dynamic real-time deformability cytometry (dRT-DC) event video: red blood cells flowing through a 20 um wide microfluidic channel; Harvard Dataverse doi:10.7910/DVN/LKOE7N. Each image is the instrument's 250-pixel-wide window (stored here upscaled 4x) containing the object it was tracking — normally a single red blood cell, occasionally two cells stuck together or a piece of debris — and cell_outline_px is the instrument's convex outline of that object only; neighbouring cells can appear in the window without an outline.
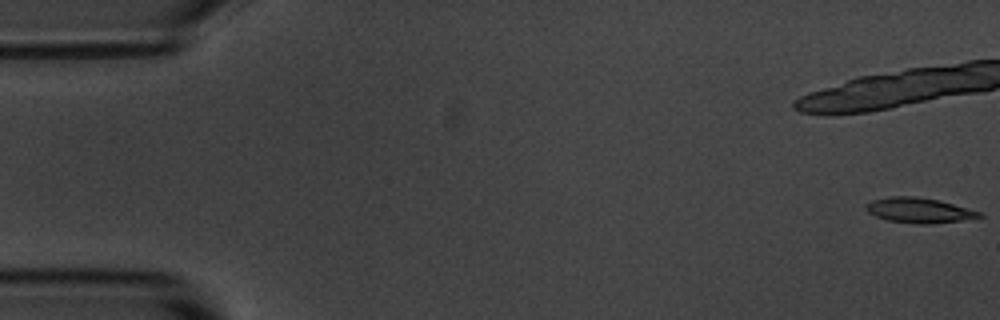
{"species": "common noctule bat (a hibernating species)", "species_latin": "Nyctalus noctula", "temperature_condition": "room temperature", "stored_images_in_passage": 11, "camera_frame_rate_fps": 3000, "um_per_image_px": 0.085, "animal": {"sex": "male", "body_mass_g": 20.1, "forearm_length_mm": 53.5}, "frame": {"image": 1, "passage_image": 1, "time_ms": 0.0, "image_size_px": [1000, 320], "cell_outline_px": [[984, 216], [960, 220], [932, 224], [916, 224], [888, 220], [876, 216], [868, 212], [864, 204], [872, 200], [888, 196], [916, 196], [940, 200], [980, 212]], "centroid_in_image_um": [78.08, 17.86], "position_along_channel_um": 6.9, "area_um2": 16.53}}
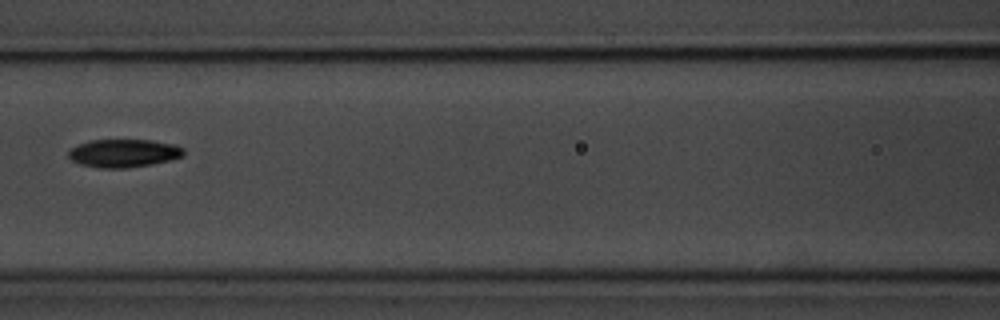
{"frame": {"image": 2, "passage_image": 8, "time_ms": 9.0, "image_size_px": [1000, 320], "cell_outline_px": [[184, 156], [172, 160], [152, 164], [124, 168], [96, 168], [80, 164], [72, 160], [68, 156], [68, 152], [76, 144], [92, 140], [152, 140], [176, 144], [184, 148]], "centroid_in_image_um": [10.54, 13.02], "position_along_channel_um": 156.1, "area_um2": 19.07}}